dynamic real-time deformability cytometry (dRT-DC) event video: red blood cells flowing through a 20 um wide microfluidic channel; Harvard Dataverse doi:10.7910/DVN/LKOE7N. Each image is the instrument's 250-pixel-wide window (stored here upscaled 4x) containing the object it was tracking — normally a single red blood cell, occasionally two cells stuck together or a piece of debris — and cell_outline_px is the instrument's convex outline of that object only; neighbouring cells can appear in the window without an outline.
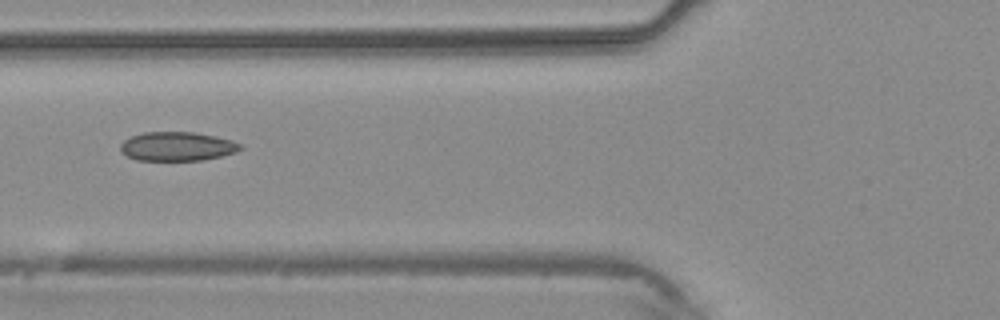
{"species": "common noctule bat (a hibernating species)", "species_latin": "Nyctalus noctula", "temperature_condition": "warm", "stored_images_in_passage": 3, "camera_frame_rate_fps": 3000, "um_per_image_px": 0.085, "animal": {"sex": "male", "body_mass_g": 20.4}, "frame": {"image": 1, "passage_image": 3, "time_ms": 2.333, "image_size_px": [1000, 320], "cell_outline_px": [[244, 148], [236, 152], [204, 160], [136, 160], [120, 152], [120, 144], [124, 140], [132, 136], [144, 132], [192, 132], [216, 136], [232, 140], [240, 144]], "centroid_in_image_um": [15.06, 12.44], "position_along_channel_um": 110.7, "area_um2": 20.29}}